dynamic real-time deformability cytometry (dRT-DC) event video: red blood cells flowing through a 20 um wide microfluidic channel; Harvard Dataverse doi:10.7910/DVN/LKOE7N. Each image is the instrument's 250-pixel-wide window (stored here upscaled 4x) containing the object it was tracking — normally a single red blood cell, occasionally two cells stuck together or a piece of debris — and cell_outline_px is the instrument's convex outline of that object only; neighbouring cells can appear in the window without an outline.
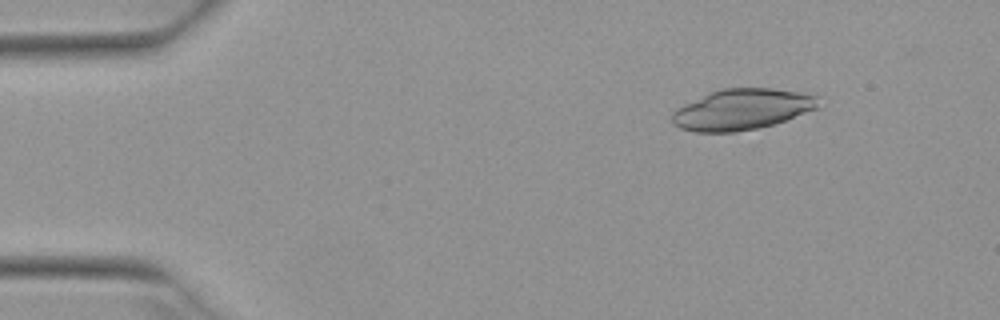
{"species": "Egyptian fruit bat (a non-hibernating species)", "species_latin": "Rousettus aegyptiacus", "temperature_condition": "warm", "stored_images_in_passage": 4, "camera_frame_rate_fps": 3000, "um_per_image_px": 0.085, "animal": {"sex": "female"}, "frame": {"image": 1, "passage_image": 2, "time_ms": 0.333, "image_size_px": [1000, 320], "cell_outline_px": [[816, 108], [784, 120], [760, 128], [736, 132], [696, 132], [680, 128], [672, 124], [672, 112], [676, 108], [684, 104], [712, 92], [724, 88], [772, 88], [796, 92], [816, 96]], "centroid_in_image_um": [62.99, 9.31], "position_along_channel_um": 22.0, "area_um2": 34.22}}